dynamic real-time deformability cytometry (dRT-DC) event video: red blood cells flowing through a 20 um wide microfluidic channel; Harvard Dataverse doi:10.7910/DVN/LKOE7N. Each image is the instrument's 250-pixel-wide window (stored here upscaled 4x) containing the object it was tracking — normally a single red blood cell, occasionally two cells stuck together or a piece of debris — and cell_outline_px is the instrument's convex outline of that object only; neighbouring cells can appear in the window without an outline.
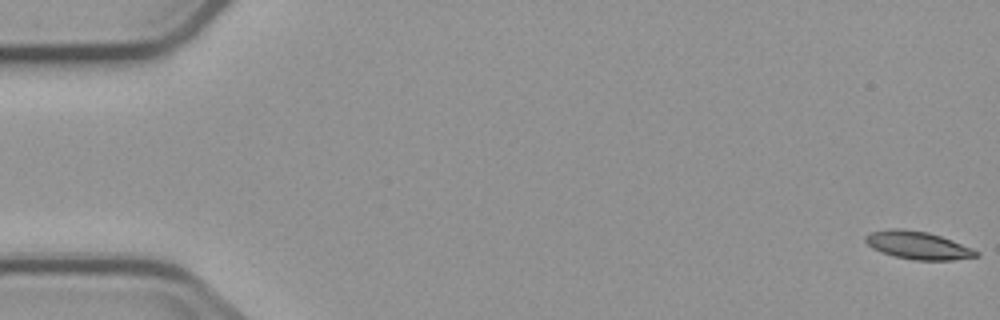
{"species": "common noctule bat (a hibernating species)", "species_latin": "Nyctalus noctula", "temperature_condition": "cold", "stored_images_in_passage": 5, "camera_frame_rate_fps": 3000, "um_per_image_px": 0.085, "animal": {"sex": "male", "body_mass_g": 23.1, "forearm_length_mm": 52.7}, "frame": {"image": 1, "passage_image": 1, "time_ms": 0.0, "image_size_px": [1000, 320], "cell_outline_px": [[980, 256], [952, 260], [912, 260], [880, 252], [872, 248], [864, 240], [864, 236], [868, 232], [888, 228], [900, 228], [928, 232], [952, 240], [972, 248], [980, 252]], "centroid_in_image_um": [78.0, 20.84], "position_along_channel_um": 7.0, "area_um2": 18.15}}